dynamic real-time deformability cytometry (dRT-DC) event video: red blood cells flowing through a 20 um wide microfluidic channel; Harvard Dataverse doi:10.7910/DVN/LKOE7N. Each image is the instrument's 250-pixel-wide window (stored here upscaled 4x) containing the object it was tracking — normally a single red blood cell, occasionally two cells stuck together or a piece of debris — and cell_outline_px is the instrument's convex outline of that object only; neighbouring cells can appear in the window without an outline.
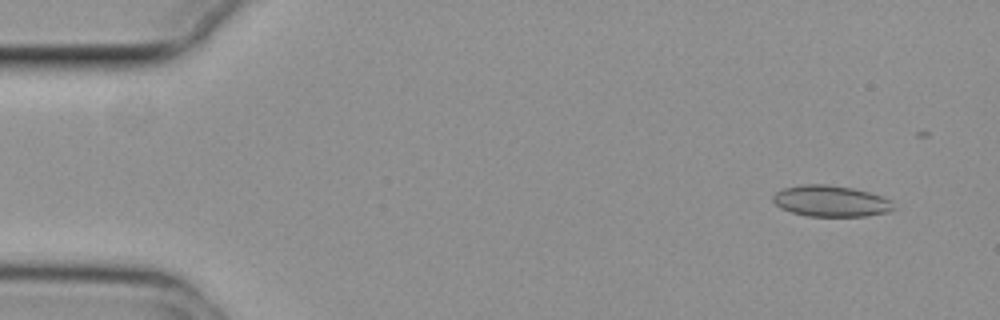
{"species": "common noctule bat (a hibernating species)", "species_latin": "Nyctalus noctula", "temperature_condition": "cold", "stored_images_in_passage": 18, "camera_frame_rate_fps": 3000, "um_per_image_px": 0.085, "animal": {"sex": "female", "body_mass_g": 29.2, "forearm_length_mm": 56.3}, "frame": {"image": 1, "passage_image": 4, "time_ms": 1.0, "image_size_px": [1000, 320], "cell_outline_px": [[896, 208], [888, 212], [868, 216], [808, 216], [792, 212], [780, 208], [772, 200], [772, 196], [776, 192], [784, 188], [800, 184], [824, 184], [852, 188], [868, 192], [892, 200]], "centroid_in_image_um": [70.63, 17.09], "position_along_channel_um": 14.4, "area_um2": 21.96}}
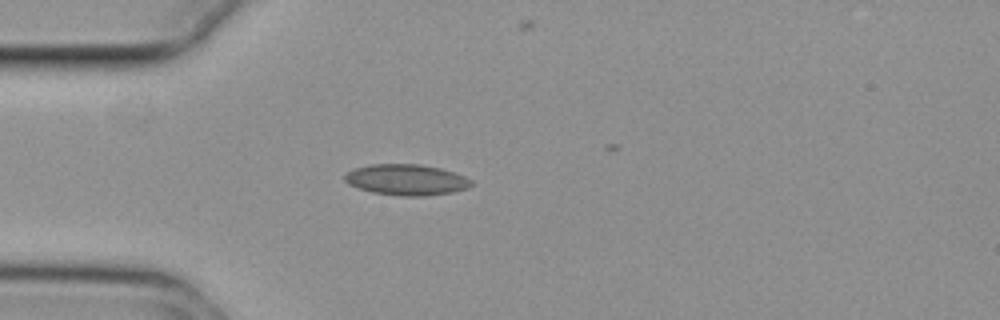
{"frame": {"image": 2, "passage_image": 15, "time_ms": 4.667, "image_size_px": [1000, 320], "cell_outline_px": [[472, 184], [468, 188], [452, 192], [424, 196], [400, 196], [372, 192], [348, 184], [344, 180], [344, 176], [348, 172], [356, 168], [372, 164], [420, 164], [440, 168], [464, 176], [472, 180]], "centroid_in_image_um": [34.55, 15.28], "position_along_channel_um": 50.5, "area_um2": 22.66}}